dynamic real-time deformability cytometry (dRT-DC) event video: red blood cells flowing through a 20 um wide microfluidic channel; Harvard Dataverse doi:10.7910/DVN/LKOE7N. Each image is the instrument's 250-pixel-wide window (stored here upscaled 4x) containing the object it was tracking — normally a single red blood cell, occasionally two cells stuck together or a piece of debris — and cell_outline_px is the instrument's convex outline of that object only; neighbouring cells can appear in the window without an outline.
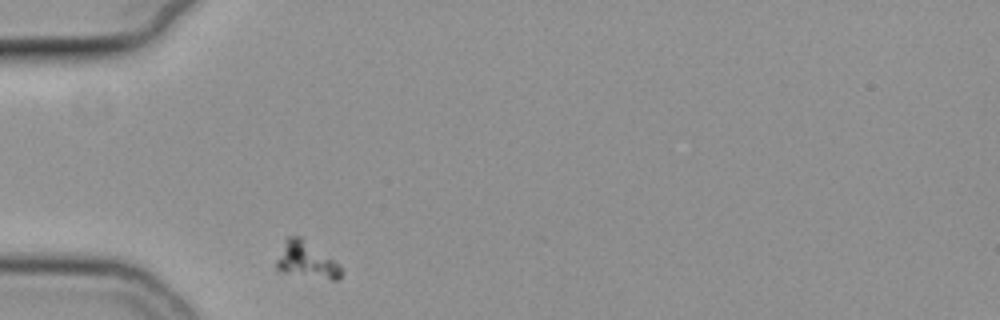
{"species": "common noctule bat (a hibernating species)", "species_latin": "Nyctalus noctula", "temperature_condition": "cold", "stored_images_in_passage": 31, "camera_frame_rate_fps": 3000, "um_per_image_px": 0.085, "animal": {"sex": "female", "body_mass_g": 19.3, "forearm_length_mm": 54.1}, "frame": {"image": 1, "passage_image": 1, "time_ms": 0.0, "image_size_px": [1000, 320], "cell_outline_px": [[340, 280], [332, 280], [280, 272], [276, 268], [276, 260], [284, 240], [288, 236], [300, 236], [340, 264]], "centroid_in_image_um": [26.02, 22.11], "position_along_channel_um": 59.0, "area_um2": 13.64}}
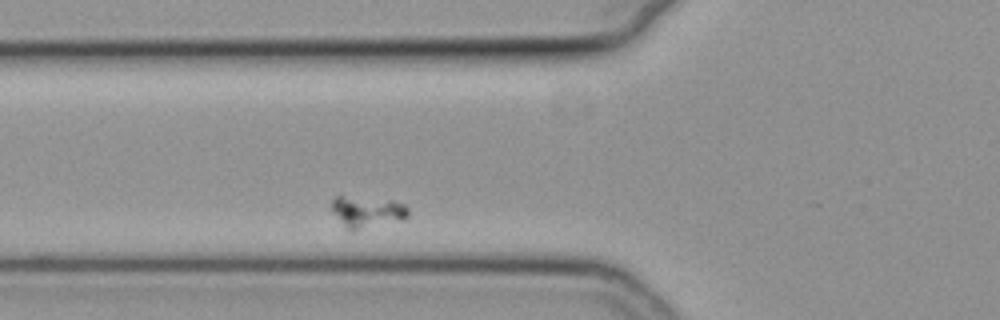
{"frame": {"image": 2, "passage_image": 5, "time_ms": 1.333, "image_size_px": [1000, 320], "cell_outline_px": [[408, 216], [404, 220], [352, 232], [332, 212], [332, 200], [336, 196], [340, 196], [392, 200], [404, 204], [408, 208]], "centroid_in_image_um": [31.25, 18.02], "position_along_channel_um": 94.6, "area_um2": 14.05}}
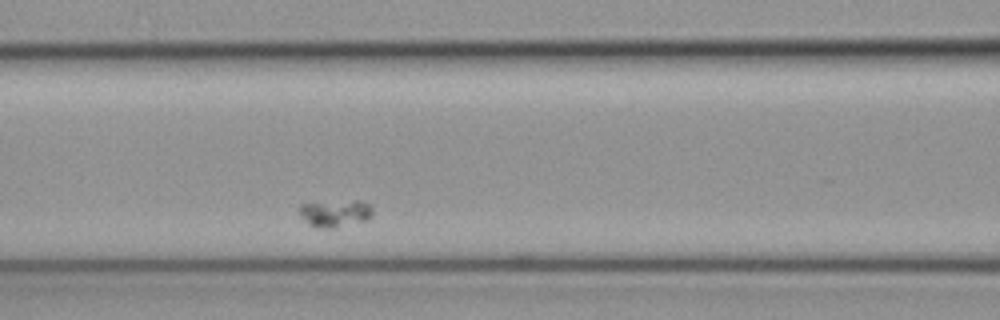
{"frame": {"image": 3, "passage_image": 9, "time_ms": 2.667, "image_size_px": [1000, 320], "cell_outline_px": [[372, 216], [368, 220], [332, 228], [316, 228], [308, 224], [300, 216], [300, 204], [352, 200], [356, 200], [368, 204], [372, 208]], "centroid_in_image_um": [28.49, 18.14], "position_along_channel_um": 138.1, "area_um2": 11.56}}